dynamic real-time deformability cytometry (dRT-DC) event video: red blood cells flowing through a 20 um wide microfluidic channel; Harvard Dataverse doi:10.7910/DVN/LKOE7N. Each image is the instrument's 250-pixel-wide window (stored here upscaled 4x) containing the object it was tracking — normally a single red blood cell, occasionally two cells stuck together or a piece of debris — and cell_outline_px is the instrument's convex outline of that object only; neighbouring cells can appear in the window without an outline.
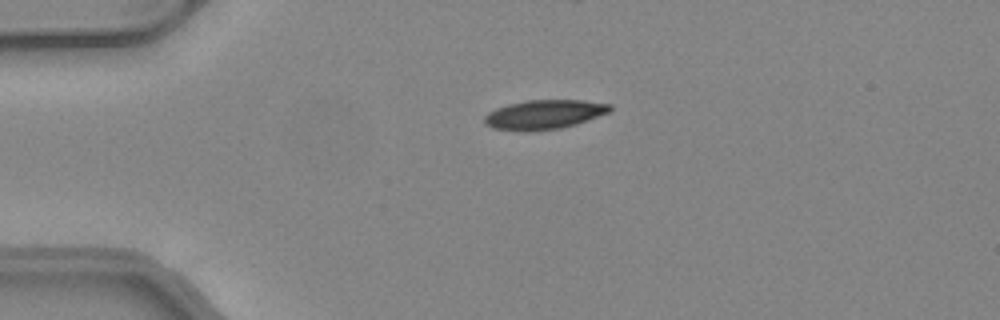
{"species": "common noctule bat (a hibernating species)", "species_latin": "Nyctalus noctula", "temperature_condition": "warm", "stored_images_in_passage": 5, "camera_frame_rate_fps": 3000, "um_per_image_px": 0.085, "animal": {"sex": "female", "body_mass_g": 24.6, "forearm_length_mm": 56.2}, "frame": {"image": 1, "passage_image": 1, "time_ms": 0.0, "image_size_px": [1000, 320], "cell_outline_px": [[612, 108], [608, 112], [576, 124], [560, 128], [524, 132], [492, 128], [484, 124], [484, 116], [488, 112], [496, 108], [508, 104], [524, 100], [580, 100], [612, 104]], "centroid_in_image_um": [46.2, 9.73], "position_along_channel_um": 38.8, "area_um2": 21.5}}